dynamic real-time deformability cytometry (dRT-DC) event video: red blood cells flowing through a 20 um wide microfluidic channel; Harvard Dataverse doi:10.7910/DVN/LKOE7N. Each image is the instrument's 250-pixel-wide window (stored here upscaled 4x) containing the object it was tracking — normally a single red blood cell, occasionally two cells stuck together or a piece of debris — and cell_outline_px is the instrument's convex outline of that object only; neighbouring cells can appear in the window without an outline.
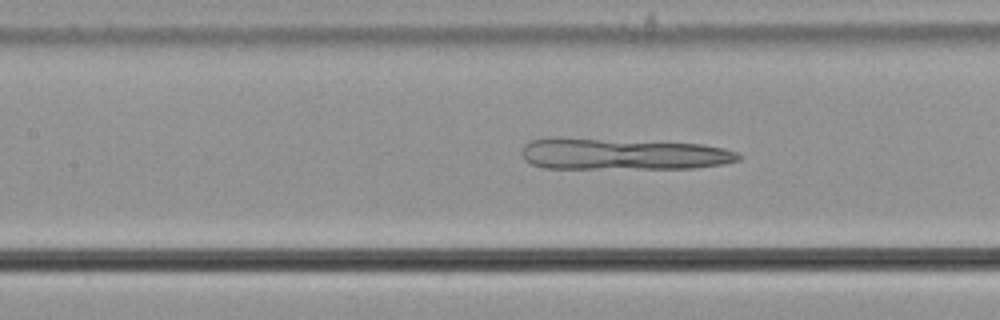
{"species": "common noctule bat (a hibernating species)", "species_latin": "Nyctalus noctula", "temperature_condition": "cold", "stored_images_in_passage": 47, "camera_frame_rate_fps": 3000, "um_per_image_px": 0.085, "animal": {"sex": "male", "body_mass_g": 21.5, "forearm_length_mm": 52.0}, "frame": {"image": 1, "passage_image": 18, "time_ms": 5.667, "image_size_px": [1000, 320], "cell_outline_px": [[744, 156], [740, 160], [724, 164], [692, 168], [544, 168], [532, 164], [524, 160], [520, 152], [524, 144], [532, 140], [596, 140], [704, 144], [724, 148], [736, 152]], "centroid_in_image_um": [53.03, 13.14], "position_along_channel_um": 154.4, "area_um2": 38.55}}
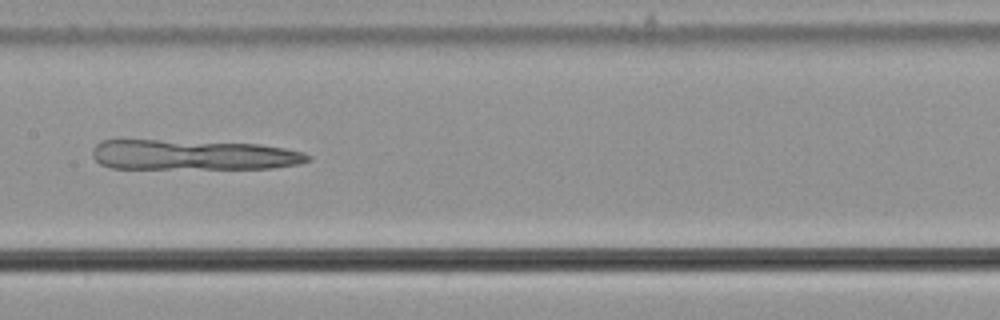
{"frame": {"image": 2, "passage_image": 21, "time_ms": 6.667, "image_size_px": [1000, 320], "cell_outline_px": [[312, 160], [300, 164], [272, 168], [112, 168], [100, 164], [92, 156], [92, 148], [100, 140], [160, 140], [260, 144], [284, 148], [304, 152], [312, 156]], "centroid_in_image_um": [16.43, 13.16], "position_along_channel_um": 191.0, "area_um2": 37.97}}
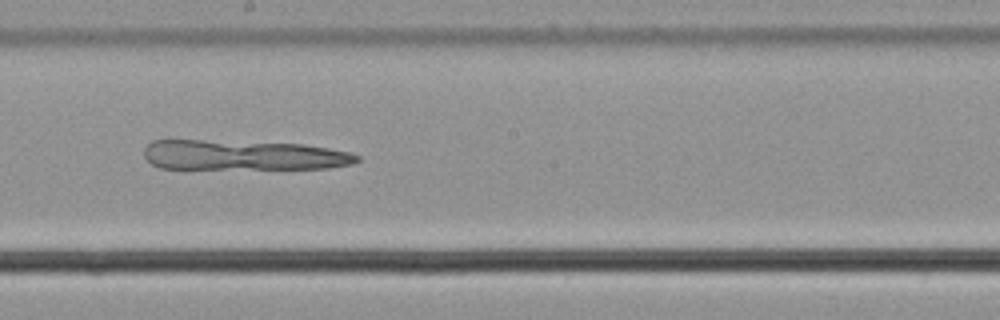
{"frame": {"image": 3, "passage_image": 24, "time_ms": 7.667, "image_size_px": [1000, 320], "cell_outline_px": [[360, 160], [352, 164], [328, 168], [160, 168], [152, 164], [144, 156], [144, 148], [152, 140], [168, 136], [304, 144], [352, 152], [360, 156]], "centroid_in_image_um": [20.54, 13.12], "position_along_channel_um": 227.7, "area_um2": 38.84}}